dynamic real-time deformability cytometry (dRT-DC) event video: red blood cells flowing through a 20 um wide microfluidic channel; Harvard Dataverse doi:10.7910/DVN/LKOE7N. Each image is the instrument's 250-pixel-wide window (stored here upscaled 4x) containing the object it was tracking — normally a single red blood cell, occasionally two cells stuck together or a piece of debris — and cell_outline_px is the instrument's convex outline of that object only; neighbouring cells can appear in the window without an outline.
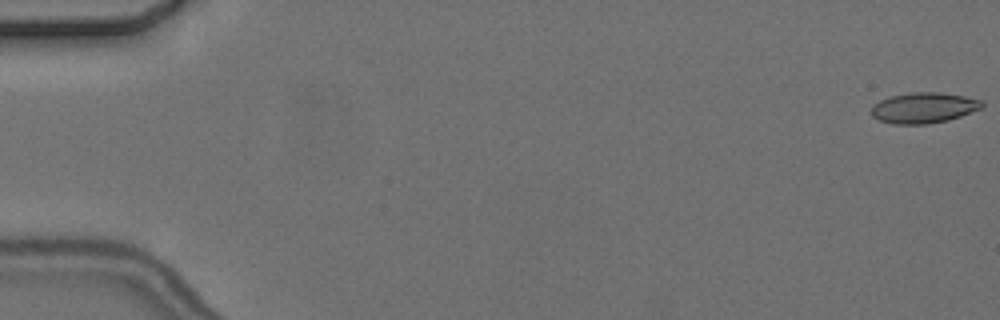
{"species": "common noctule bat (a hibernating species)", "species_latin": "Nyctalus noctula", "temperature_condition": "cold", "stored_images_in_passage": 5, "camera_frame_rate_fps": 3000, "um_per_image_px": 0.085, "animal": {"sex": "female", "body_mass_g": 24.6, "forearm_length_mm": 56.2}, "frame": {"image": 1, "passage_image": 1, "time_ms": 0.0, "image_size_px": [1000, 320], "cell_outline_px": [[984, 104], [980, 108], [960, 116], [948, 120], [928, 124], [892, 124], [880, 120], [872, 116], [872, 104], [880, 100], [892, 96], [912, 92], [936, 92], [964, 96], [980, 100]], "centroid_in_image_um": [78.48, 9.17], "position_along_channel_um": 6.5, "area_um2": 19.54}}
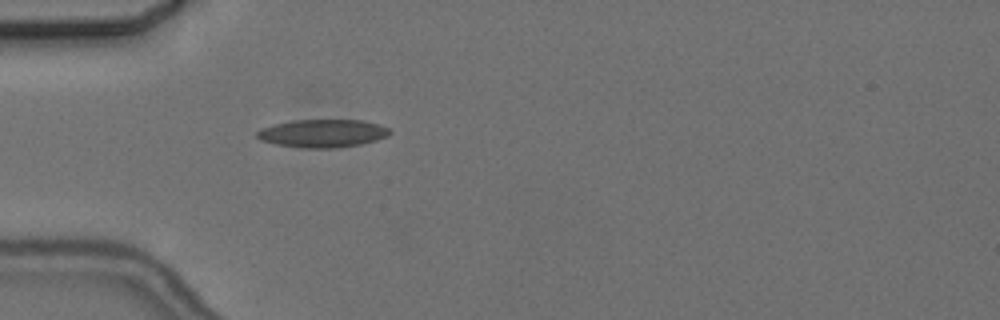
{"frame": {"image": 2, "passage_image": 5, "time_ms": 5.667, "image_size_px": [1000, 320], "cell_outline_px": [[392, 132], [388, 136], [376, 140], [360, 144], [336, 148], [300, 148], [276, 144], [260, 140], [256, 136], [256, 132], [260, 128], [272, 124], [292, 120], [360, 120], [380, 124], [388, 128]], "centroid_in_image_um": [27.39, 11.33], "position_along_channel_um": 57.6, "area_um2": 21.85}}